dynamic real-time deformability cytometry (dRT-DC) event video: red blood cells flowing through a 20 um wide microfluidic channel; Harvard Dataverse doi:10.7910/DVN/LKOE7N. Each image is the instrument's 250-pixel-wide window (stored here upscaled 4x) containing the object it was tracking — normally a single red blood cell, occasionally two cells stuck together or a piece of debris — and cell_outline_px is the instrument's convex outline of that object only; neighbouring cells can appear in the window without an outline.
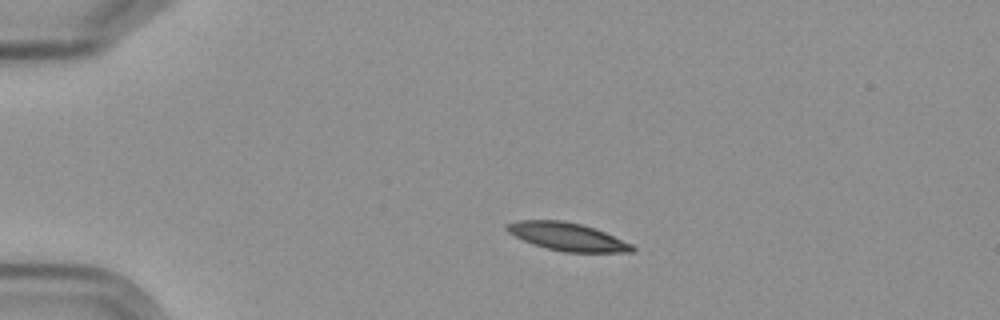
{"species": "Egyptian fruit bat (a non-hibernating species)", "species_latin": "Rousettus aegyptiacus", "temperature_condition": "cold", "stored_images_in_passage": 9, "camera_frame_rate_fps": 3000, "um_per_image_px": 0.085, "frame": {"image": 1, "passage_image": 4, "time_ms": 3.667, "image_size_px": [1000, 320], "cell_outline_px": [[636, 248], [632, 252], [564, 252], [532, 244], [508, 232], [504, 228], [504, 224], [516, 220], [564, 220], [580, 224], [604, 232], [632, 244]], "centroid_in_image_um": [48.18, 20.11], "position_along_channel_um": 36.8, "area_um2": 20.29}}
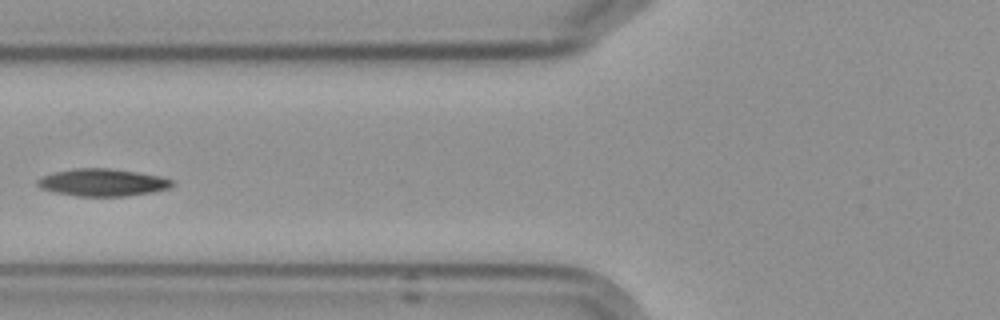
{"frame": {"image": 2, "passage_image": 7, "time_ms": 7.333, "image_size_px": [1000, 320], "cell_outline_px": [[172, 184], [168, 188], [152, 192], [124, 196], [76, 196], [56, 192], [40, 188], [36, 184], [36, 180], [44, 176], [56, 172], [76, 168], [112, 168], [160, 176], [172, 180]], "centroid_in_image_um": [8.7, 15.51], "position_along_channel_um": 117.1, "area_um2": 21.21}}
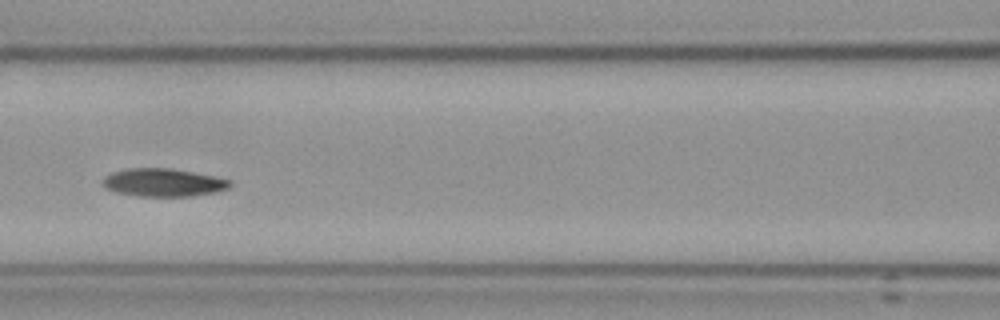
{"frame": {"image": 3, "passage_image": 8, "time_ms": 8.333, "image_size_px": [1000, 320], "cell_outline_px": [[232, 184], [228, 188], [216, 192], [192, 196], [136, 196], [116, 192], [104, 188], [100, 184], [100, 180], [104, 176], [112, 172], [128, 168], [172, 168], [232, 180]], "centroid_in_image_um": [13.82, 15.51], "position_along_channel_um": 152.8, "area_um2": 20.98}}